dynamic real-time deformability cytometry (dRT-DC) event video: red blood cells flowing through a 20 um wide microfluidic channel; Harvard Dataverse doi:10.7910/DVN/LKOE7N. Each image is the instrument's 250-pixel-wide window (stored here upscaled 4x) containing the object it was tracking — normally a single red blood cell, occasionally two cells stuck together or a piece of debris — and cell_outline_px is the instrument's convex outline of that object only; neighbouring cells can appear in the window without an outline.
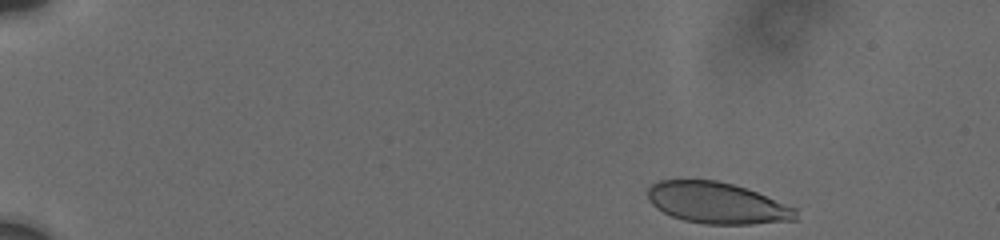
{"species": "human", "species_latin": "Homo sapiens", "temperature_condition": "cold", "stored_images_in_passage": 48, "camera_frame_rate_fps": 3000, "um_per_image_px": 0.085, "donor": {"sex": "male"}, "frame": {"image": 1, "passage_image": 1, "time_ms": 0.0, "image_size_px": [1000, 240], "cell_outline_px": [[796, 220], [752, 224], [704, 224], [684, 220], [672, 216], [656, 208], [648, 200], [648, 188], [652, 184], [660, 180], [716, 180], [732, 184], [756, 192], [796, 208]], "centroid_in_image_um": [60.93, 17.26], "position_along_channel_um": 24.1, "area_um2": 35.37}}
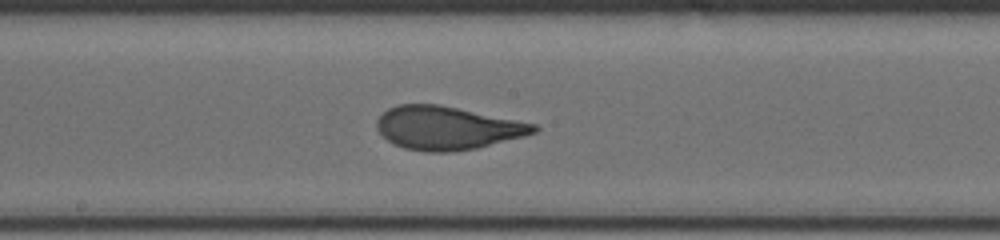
{"frame": {"image": 2, "passage_image": 29, "time_ms": 8.333, "image_size_px": [1000, 240], "cell_outline_px": [[540, 128], [536, 132], [524, 136], [476, 148], [452, 152], [424, 152], [404, 148], [388, 140], [376, 128], [376, 120], [388, 108], [400, 104], [440, 104], [536, 124]], "centroid_in_image_um": [38.01, 10.87], "position_along_channel_um": 210.2, "area_um2": 39.48}}
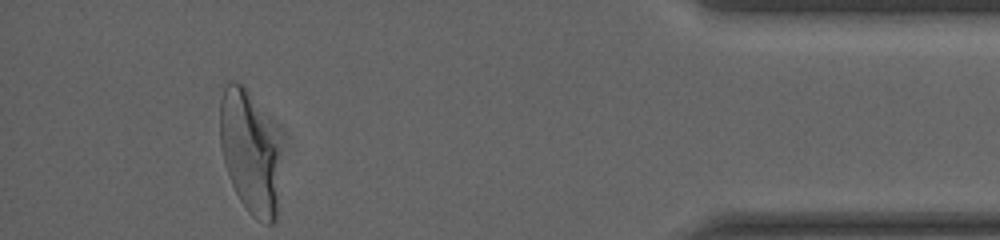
{"frame": {"image": 3, "passage_image": 48, "time_ms": 15.0, "image_size_px": [1000, 240], "cell_outline_px": [[276, 220], [272, 224], [268, 224], [256, 220], [248, 212], [240, 200], [232, 184], [224, 164], [220, 148], [220, 100], [224, 80], [236, 80], [248, 92], [276, 148]], "centroid_in_image_um": [21.08, 12.97], "position_along_channel_um": 414.1, "area_um2": 40.92}, "authors_computed_cell_mechanics": {"area_um2": 38.6393, "velocity_mm_per_s": 3.7347, "shape_relaxation_time_tau1_ms": 4.4798, "shape_relaxation_time_tau2_ms": null, "deformation_change_tau1": 0.1898, "deformation_change_tau2": null}}